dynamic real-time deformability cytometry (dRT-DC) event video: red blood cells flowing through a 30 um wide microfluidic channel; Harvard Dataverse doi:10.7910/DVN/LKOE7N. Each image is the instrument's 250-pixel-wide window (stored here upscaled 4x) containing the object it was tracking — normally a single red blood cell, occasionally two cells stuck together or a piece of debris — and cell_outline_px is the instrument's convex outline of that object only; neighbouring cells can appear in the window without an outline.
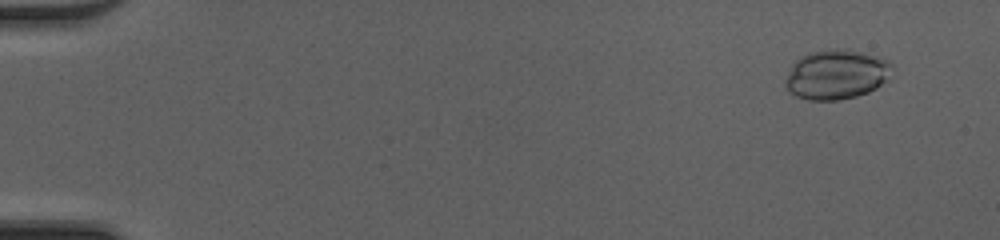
{"species": "common noctule bat (a hibernating species)", "species_latin": "Nyctalus noctula", "temperature_condition": "cold", "stored_images_in_passage": 50, "camera_frame_rate_fps": 3000, "um_per_image_px": 0.085, "animal": {"sex": "female", "body_mass_g": 20.0, "forearm_length_mm": 54.0}, "frame": {"image": 1, "passage_image": 4, "time_ms": 1.0, "image_size_px": [1000, 240], "cell_outline_px": [[892, 64], [888, 80], [876, 88], [868, 92], [856, 96], [836, 100], [808, 100], [796, 96], [784, 84], [784, 80], [792, 64], [800, 56], [808, 52], [836, 48], [848, 48], [876, 56], [888, 60]], "centroid_in_image_um": [71.08, 6.31], "position_along_channel_um": 13.9, "area_um2": 31.04}}
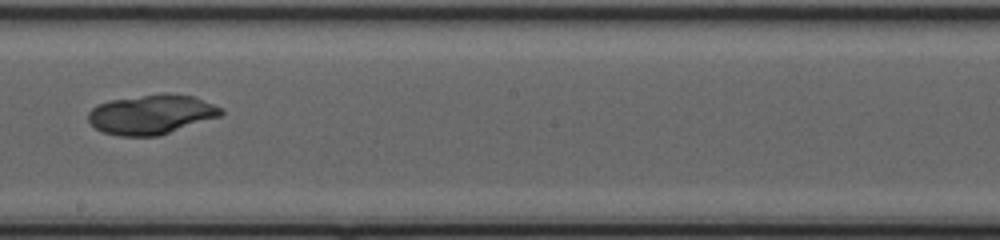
{"frame": {"image": 2, "passage_image": 30, "time_ms": 9.667, "image_size_px": [1000, 240], "cell_outline_px": [[224, 112], [220, 116], [160, 136], [120, 136], [104, 132], [96, 128], [88, 120], [88, 112], [96, 104], [108, 100], [164, 92], [168, 92], [192, 96], [224, 108]], "centroid_in_image_um": [12.87, 9.71], "position_along_channel_um": 235.3, "area_um2": 30.92}}
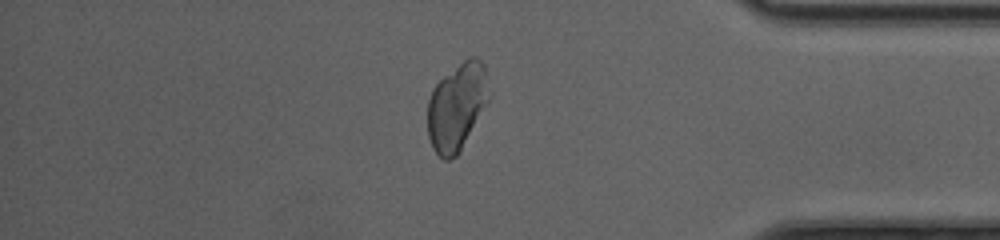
{"frame": {"image": 3, "passage_image": 43, "time_ms": 14.0, "image_size_px": [1000, 240], "cell_outline_px": [[488, 100], [460, 152], [456, 156], [448, 160], [444, 160], [432, 148], [428, 136], [428, 100], [432, 88], [444, 76], [464, 60], [472, 56], [480, 60], [484, 64]], "centroid_in_image_um": [38.79, 9.1], "position_along_channel_um": 396.4, "area_um2": 30.63}}